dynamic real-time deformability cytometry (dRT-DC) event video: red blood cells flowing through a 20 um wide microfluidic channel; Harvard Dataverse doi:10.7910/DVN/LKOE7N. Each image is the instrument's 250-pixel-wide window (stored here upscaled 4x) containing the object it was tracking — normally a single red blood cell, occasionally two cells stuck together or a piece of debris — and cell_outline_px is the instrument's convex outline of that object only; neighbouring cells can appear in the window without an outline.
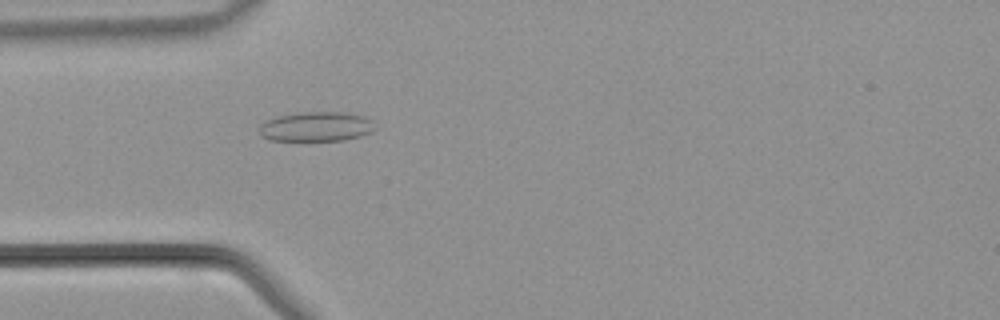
{"species": "common noctule bat (a hibernating species)", "species_latin": "Nyctalus noctula", "temperature_condition": "warm", "stored_images_in_passage": 43, "camera_frame_rate_fps": 3000, "um_per_image_px": 0.085, "animal": {"sex": "male", "body_mass_g": 21.5, "forearm_length_mm": 52.0}, "frame": {"image": 1, "passage_image": 12, "time_ms": 3.667, "image_size_px": [1000, 320], "cell_outline_px": [[376, 128], [372, 132], [360, 136], [344, 140], [268, 140], [260, 136], [260, 124], [264, 120], [276, 116], [300, 112], [344, 112], [364, 116], [372, 120]], "centroid_in_image_um": [26.87, 10.75], "position_along_channel_um": 58.1, "area_um2": 20.17}}
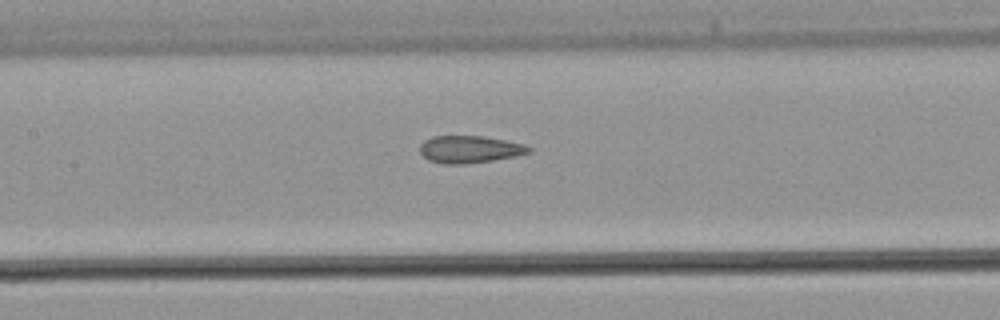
{"frame": {"image": 2, "passage_image": 19, "time_ms": 6.0, "image_size_px": [1000, 320], "cell_outline_px": [[532, 152], [492, 160], [464, 164], [444, 164], [428, 160], [420, 152], [420, 144], [424, 140], [432, 136], [484, 136], [524, 144], [532, 148]], "centroid_in_image_um": [39.89, 12.68], "position_along_channel_um": 167.5, "area_um2": 17.22}}
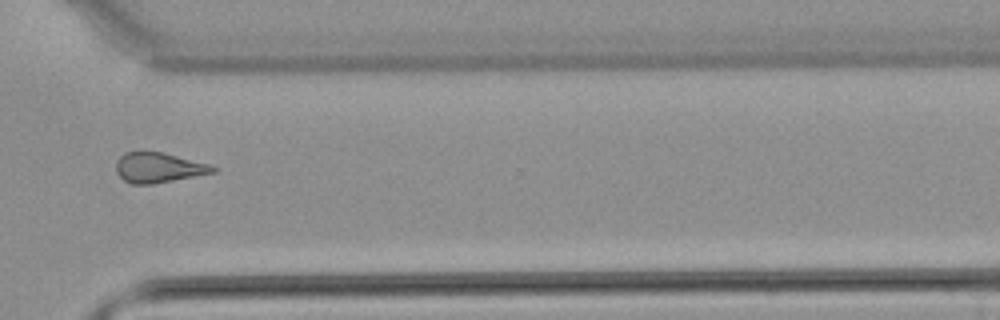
{"frame": {"image": 3, "passage_image": 31, "time_ms": 10.0, "image_size_px": [1000, 320], "cell_outline_px": [[220, 168], [216, 172], [152, 184], [132, 184], [124, 180], [116, 172], [116, 160], [124, 152], [160, 152], [208, 164]], "centroid_in_image_um": [13.46, 14.25], "position_along_channel_um": 357.1, "area_um2": 16.76}}